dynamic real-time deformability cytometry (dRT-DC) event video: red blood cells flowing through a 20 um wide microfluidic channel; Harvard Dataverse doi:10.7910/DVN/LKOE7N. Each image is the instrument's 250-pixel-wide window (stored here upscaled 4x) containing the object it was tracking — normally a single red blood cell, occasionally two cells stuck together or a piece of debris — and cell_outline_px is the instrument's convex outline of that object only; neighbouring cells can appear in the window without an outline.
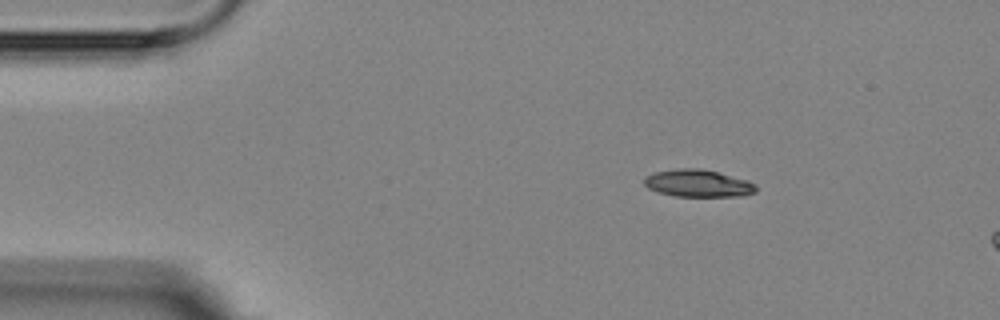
{"species": "Egyptian fruit bat (a non-hibernating species)", "species_latin": "Rousettus aegyptiacus", "temperature_condition": "room temperature", "stored_images_in_passage": 3, "camera_frame_rate_fps": 3000, "um_per_image_px": 0.085, "animal": {"sex": "female"}, "frame": {"image": 1, "passage_image": 1, "time_ms": 0.0, "image_size_px": [1000, 320], "cell_outline_px": [[756, 192], [740, 196], [676, 196], [660, 192], [648, 188], [644, 184], [644, 176], [656, 172], [680, 168], [700, 168], [748, 180], [756, 184]], "centroid_in_image_um": [59.34, 15.58], "position_along_channel_um": 25.7, "area_um2": 17.63}}